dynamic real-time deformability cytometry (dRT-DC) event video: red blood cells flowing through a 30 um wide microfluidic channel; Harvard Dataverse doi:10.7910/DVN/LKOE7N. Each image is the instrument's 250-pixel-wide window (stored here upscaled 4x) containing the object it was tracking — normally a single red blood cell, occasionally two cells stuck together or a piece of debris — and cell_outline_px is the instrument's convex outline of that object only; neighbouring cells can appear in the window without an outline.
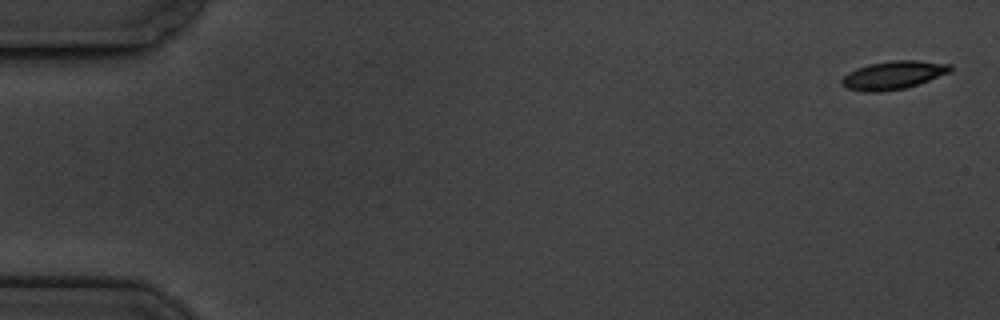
{"species": "common noctule bat (a hibernating species)", "species_latin": "Nyctalus noctula", "temperature_condition": "cold", "stored_images_in_passage": 7, "camera_frame_rate_fps": 3000, "um_per_image_px": 0.085, "animal": {"sex": "male", "body_mass_g": 19.5, "forearm_length_mm": 54.6}, "frame": {"image": 1, "passage_image": 1, "time_ms": 0.0, "image_size_px": [1000, 320], "cell_outline_px": [[952, 72], [904, 88], [880, 92], [864, 92], [848, 88], [840, 84], [840, 80], [848, 72], [856, 68], [868, 64], [892, 60], [916, 60], [952, 64]], "centroid_in_image_um": [75.92, 6.38], "position_along_channel_um": 9.1, "area_um2": 17.92}}
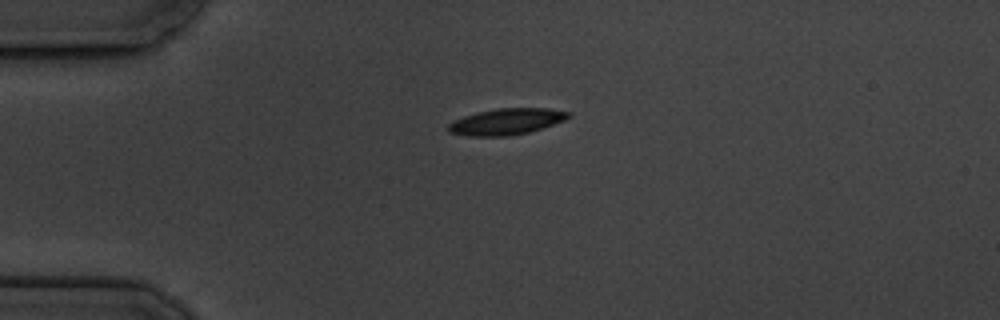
{"frame": {"image": 2, "passage_image": 4, "time_ms": 4.333, "image_size_px": [1000, 320], "cell_outline_px": [[572, 116], [564, 120], [528, 132], [508, 136], [468, 136], [448, 132], [448, 124], [452, 120], [476, 112], [496, 108], [548, 108], [572, 112]], "centroid_in_image_um": [43.02, 10.32], "position_along_channel_um": 42.0, "area_um2": 18.44}}